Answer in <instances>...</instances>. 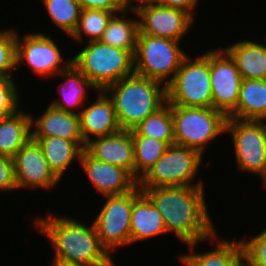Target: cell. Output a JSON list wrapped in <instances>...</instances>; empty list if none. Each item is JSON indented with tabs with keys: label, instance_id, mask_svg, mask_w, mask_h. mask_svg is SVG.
I'll return each mask as SVG.
<instances>
[{
	"label": "cell",
	"instance_id": "obj_11",
	"mask_svg": "<svg viewBox=\"0 0 266 266\" xmlns=\"http://www.w3.org/2000/svg\"><path fill=\"white\" fill-rule=\"evenodd\" d=\"M59 48L50 35L29 32L22 39L17 32V67L26 64L34 74L45 78L58 75L72 63V58L63 59Z\"/></svg>",
	"mask_w": 266,
	"mask_h": 266
},
{
	"label": "cell",
	"instance_id": "obj_39",
	"mask_svg": "<svg viewBox=\"0 0 266 266\" xmlns=\"http://www.w3.org/2000/svg\"><path fill=\"white\" fill-rule=\"evenodd\" d=\"M264 185V188L266 189V181L264 183H262Z\"/></svg>",
	"mask_w": 266,
	"mask_h": 266
},
{
	"label": "cell",
	"instance_id": "obj_2",
	"mask_svg": "<svg viewBox=\"0 0 266 266\" xmlns=\"http://www.w3.org/2000/svg\"><path fill=\"white\" fill-rule=\"evenodd\" d=\"M48 217L34 220L36 230L47 237L53 250L52 263L80 266H117L101 245L94 223L85 224L70 216L61 217L47 212ZM43 217V218H42Z\"/></svg>",
	"mask_w": 266,
	"mask_h": 266
},
{
	"label": "cell",
	"instance_id": "obj_32",
	"mask_svg": "<svg viewBox=\"0 0 266 266\" xmlns=\"http://www.w3.org/2000/svg\"><path fill=\"white\" fill-rule=\"evenodd\" d=\"M14 77L0 76V118L15 113L20 108V89Z\"/></svg>",
	"mask_w": 266,
	"mask_h": 266
},
{
	"label": "cell",
	"instance_id": "obj_34",
	"mask_svg": "<svg viewBox=\"0 0 266 266\" xmlns=\"http://www.w3.org/2000/svg\"><path fill=\"white\" fill-rule=\"evenodd\" d=\"M17 189L14 179L13 160L0 155V192H11Z\"/></svg>",
	"mask_w": 266,
	"mask_h": 266
},
{
	"label": "cell",
	"instance_id": "obj_26",
	"mask_svg": "<svg viewBox=\"0 0 266 266\" xmlns=\"http://www.w3.org/2000/svg\"><path fill=\"white\" fill-rule=\"evenodd\" d=\"M133 13L131 18L126 14ZM112 15L106 29L104 30L100 42L115 48L136 50L137 38L139 34V20L135 9H125L124 11Z\"/></svg>",
	"mask_w": 266,
	"mask_h": 266
},
{
	"label": "cell",
	"instance_id": "obj_5",
	"mask_svg": "<svg viewBox=\"0 0 266 266\" xmlns=\"http://www.w3.org/2000/svg\"><path fill=\"white\" fill-rule=\"evenodd\" d=\"M194 58L187 55L172 81L166 86L167 103L211 108L213 98L210 84V50Z\"/></svg>",
	"mask_w": 266,
	"mask_h": 266
},
{
	"label": "cell",
	"instance_id": "obj_14",
	"mask_svg": "<svg viewBox=\"0 0 266 266\" xmlns=\"http://www.w3.org/2000/svg\"><path fill=\"white\" fill-rule=\"evenodd\" d=\"M13 169L17 190L52 189L60 179L50 169L42 149L36 140L30 138L14 155Z\"/></svg>",
	"mask_w": 266,
	"mask_h": 266
},
{
	"label": "cell",
	"instance_id": "obj_4",
	"mask_svg": "<svg viewBox=\"0 0 266 266\" xmlns=\"http://www.w3.org/2000/svg\"><path fill=\"white\" fill-rule=\"evenodd\" d=\"M73 56L72 63L98 88L104 90L134 74V53L91 41Z\"/></svg>",
	"mask_w": 266,
	"mask_h": 266
},
{
	"label": "cell",
	"instance_id": "obj_18",
	"mask_svg": "<svg viewBox=\"0 0 266 266\" xmlns=\"http://www.w3.org/2000/svg\"><path fill=\"white\" fill-rule=\"evenodd\" d=\"M97 94V99L92 104L85 105L79 113L80 132L85 144L93 136H107L121 130L112 100L103 90H99Z\"/></svg>",
	"mask_w": 266,
	"mask_h": 266
},
{
	"label": "cell",
	"instance_id": "obj_35",
	"mask_svg": "<svg viewBox=\"0 0 266 266\" xmlns=\"http://www.w3.org/2000/svg\"><path fill=\"white\" fill-rule=\"evenodd\" d=\"M81 9H99L120 13L127 9L120 0H78Z\"/></svg>",
	"mask_w": 266,
	"mask_h": 266
},
{
	"label": "cell",
	"instance_id": "obj_3",
	"mask_svg": "<svg viewBox=\"0 0 266 266\" xmlns=\"http://www.w3.org/2000/svg\"><path fill=\"white\" fill-rule=\"evenodd\" d=\"M103 91L112 100L122 130H133L167 103L165 85L135 73L109 85Z\"/></svg>",
	"mask_w": 266,
	"mask_h": 266
},
{
	"label": "cell",
	"instance_id": "obj_15",
	"mask_svg": "<svg viewBox=\"0 0 266 266\" xmlns=\"http://www.w3.org/2000/svg\"><path fill=\"white\" fill-rule=\"evenodd\" d=\"M79 163L100 195H124L138 186V181L124 168L92 158L83 150Z\"/></svg>",
	"mask_w": 266,
	"mask_h": 266
},
{
	"label": "cell",
	"instance_id": "obj_10",
	"mask_svg": "<svg viewBox=\"0 0 266 266\" xmlns=\"http://www.w3.org/2000/svg\"><path fill=\"white\" fill-rule=\"evenodd\" d=\"M105 198V203L93 223L101 245L112 255L111 253H115L117 248L131 244L133 191Z\"/></svg>",
	"mask_w": 266,
	"mask_h": 266
},
{
	"label": "cell",
	"instance_id": "obj_7",
	"mask_svg": "<svg viewBox=\"0 0 266 266\" xmlns=\"http://www.w3.org/2000/svg\"><path fill=\"white\" fill-rule=\"evenodd\" d=\"M181 41L138 34L134 52V73L167 86L188 55L180 47Z\"/></svg>",
	"mask_w": 266,
	"mask_h": 266
},
{
	"label": "cell",
	"instance_id": "obj_29",
	"mask_svg": "<svg viewBox=\"0 0 266 266\" xmlns=\"http://www.w3.org/2000/svg\"><path fill=\"white\" fill-rule=\"evenodd\" d=\"M113 14V12L106 10L82 9L76 29L69 37L79 44L84 41L85 38L83 37H87V42L100 41Z\"/></svg>",
	"mask_w": 266,
	"mask_h": 266
},
{
	"label": "cell",
	"instance_id": "obj_13",
	"mask_svg": "<svg viewBox=\"0 0 266 266\" xmlns=\"http://www.w3.org/2000/svg\"><path fill=\"white\" fill-rule=\"evenodd\" d=\"M135 11L139 34L182 41L194 25V19L187 12L161 6L152 0L135 7Z\"/></svg>",
	"mask_w": 266,
	"mask_h": 266
},
{
	"label": "cell",
	"instance_id": "obj_17",
	"mask_svg": "<svg viewBox=\"0 0 266 266\" xmlns=\"http://www.w3.org/2000/svg\"><path fill=\"white\" fill-rule=\"evenodd\" d=\"M214 233L207 241L216 245L214 250L207 252H194L200 242L189 244V253L179 256L180 262L185 266H246L245 257L240 239H219ZM216 241V242H215ZM216 243V244H215ZM217 247V248H216Z\"/></svg>",
	"mask_w": 266,
	"mask_h": 266
},
{
	"label": "cell",
	"instance_id": "obj_23",
	"mask_svg": "<svg viewBox=\"0 0 266 266\" xmlns=\"http://www.w3.org/2000/svg\"><path fill=\"white\" fill-rule=\"evenodd\" d=\"M31 138L37 141L50 169L60 180L74 161L77 160L79 164L86 145L84 142H73L53 136Z\"/></svg>",
	"mask_w": 266,
	"mask_h": 266
},
{
	"label": "cell",
	"instance_id": "obj_33",
	"mask_svg": "<svg viewBox=\"0 0 266 266\" xmlns=\"http://www.w3.org/2000/svg\"><path fill=\"white\" fill-rule=\"evenodd\" d=\"M258 235L240 242L246 266H266V227Z\"/></svg>",
	"mask_w": 266,
	"mask_h": 266
},
{
	"label": "cell",
	"instance_id": "obj_19",
	"mask_svg": "<svg viewBox=\"0 0 266 266\" xmlns=\"http://www.w3.org/2000/svg\"><path fill=\"white\" fill-rule=\"evenodd\" d=\"M51 136L84 142L80 132L79 115L63 111L49 103L38 118L34 120V116H31V137Z\"/></svg>",
	"mask_w": 266,
	"mask_h": 266
},
{
	"label": "cell",
	"instance_id": "obj_12",
	"mask_svg": "<svg viewBox=\"0 0 266 266\" xmlns=\"http://www.w3.org/2000/svg\"><path fill=\"white\" fill-rule=\"evenodd\" d=\"M242 78L235 61L222 48L210 49L213 108L228 117L237 106Z\"/></svg>",
	"mask_w": 266,
	"mask_h": 266
},
{
	"label": "cell",
	"instance_id": "obj_22",
	"mask_svg": "<svg viewBox=\"0 0 266 266\" xmlns=\"http://www.w3.org/2000/svg\"><path fill=\"white\" fill-rule=\"evenodd\" d=\"M223 49L235 61L242 79H266V44L242 39Z\"/></svg>",
	"mask_w": 266,
	"mask_h": 266
},
{
	"label": "cell",
	"instance_id": "obj_16",
	"mask_svg": "<svg viewBox=\"0 0 266 266\" xmlns=\"http://www.w3.org/2000/svg\"><path fill=\"white\" fill-rule=\"evenodd\" d=\"M92 158L119 166L134 177V143L131 131L97 137L86 143L84 149Z\"/></svg>",
	"mask_w": 266,
	"mask_h": 266
},
{
	"label": "cell",
	"instance_id": "obj_31",
	"mask_svg": "<svg viewBox=\"0 0 266 266\" xmlns=\"http://www.w3.org/2000/svg\"><path fill=\"white\" fill-rule=\"evenodd\" d=\"M16 53L17 31L12 27L0 28V76L14 77L12 74L17 69Z\"/></svg>",
	"mask_w": 266,
	"mask_h": 266
},
{
	"label": "cell",
	"instance_id": "obj_27",
	"mask_svg": "<svg viewBox=\"0 0 266 266\" xmlns=\"http://www.w3.org/2000/svg\"><path fill=\"white\" fill-rule=\"evenodd\" d=\"M132 136L152 137L168 146L175 144L171 105L166 103L155 113L147 116L133 130Z\"/></svg>",
	"mask_w": 266,
	"mask_h": 266
},
{
	"label": "cell",
	"instance_id": "obj_28",
	"mask_svg": "<svg viewBox=\"0 0 266 266\" xmlns=\"http://www.w3.org/2000/svg\"><path fill=\"white\" fill-rule=\"evenodd\" d=\"M134 143V178L139 181L164 154L165 142L146 136H132Z\"/></svg>",
	"mask_w": 266,
	"mask_h": 266
},
{
	"label": "cell",
	"instance_id": "obj_9",
	"mask_svg": "<svg viewBox=\"0 0 266 266\" xmlns=\"http://www.w3.org/2000/svg\"><path fill=\"white\" fill-rule=\"evenodd\" d=\"M266 121L227 118L225 133L233 142L238 171L260 175L266 181Z\"/></svg>",
	"mask_w": 266,
	"mask_h": 266
},
{
	"label": "cell",
	"instance_id": "obj_20",
	"mask_svg": "<svg viewBox=\"0 0 266 266\" xmlns=\"http://www.w3.org/2000/svg\"><path fill=\"white\" fill-rule=\"evenodd\" d=\"M130 233L131 245L167 233L161 212L138 186L133 190Z\"/></svg>",
	"mask_w": 266,
	"mask_h": 266
},
{
	"label": "cell",
	"instance_id": "obj_24",
	"mask_svg": "<svg viewBox=\"0 0 266 266\" xmlns=\"http://www.w3.org/2000/svg\"><path fill=\"white\" fill-rule=\"evenodd\" d=\"M227 118L266 121V79H243L236 109Z\"/></svg>",
	"mask_w": 266,
	"mask_h": 266
},
{
	"label": "cell",
	"instance_id": "obj_6",
	"mask_svg": "<svg viewBox=\"0 0 266 266\" xmlns=\"http://www.w3.org/2000/svg\"><path fill=\"white\" fill-rule=\"evenodd\" d=\"M175 144L199 151L225 133L227 117L218 110L171 105Z\"/></svg>",
	"mask_w": 266,
	"mask_h": 266
},
{
	"label": "cell",
	"instance_id": "obj_37",
	"mask_svg": "<svg viewBox=\"0 0 266 266\" xmlns=\"http://www.w3.org/2000/svg\"><path fill=\"white\" fill-rule=\"evenodd\" d=\"M120 1L127 9H135V7L141 5V4H143L149 0H120Z\"/></svg>",
	"mask_w": 266,
	"mask_h": 266
},
{
	"label": "cell",
	"instance_id": "obj_21",
	"mask_svg": "<svg viewBox=\"0 0 266 266\" xmlns=\"http://www.w3.org/2000/svg\"><path fill=\"white\" fill-rule=\"evenodd\" d=\"M56 76L63 77L64 79L58 86V93H60L61 100L58 98V100H53L50 104L63 111L79 115L82 110L81 107H84L86 104L85 101L88 102V90L94 89L96 93L99 91L73 63Z\"/></svg>",
	"mask_w": 266,
	"mask_h": 266
},
{
	"label": "cell",
	"instance_id": "obj_30",
	"mask_svg": "<svg viewBox=\"0 0 266 266\" xmlns=\"http://www.w3.org/2000/svg\"><path fill=\"white\" fill-rule=\"evenodd\" d=\"M41 3L53 24L70 36L76 29L82 10L78 0H42Z\"/></svg>",
	"mask_w": 266,
	"mask_h": 266
},
{
	"label": "cell",
	"instance_id": "obj_36",
	"mask_svg": "<svg viewBox=\"0 0 266 266\" xmlns=\"http://www.w3.org/2000/svg\"><path fill=\"white\" fill-rule=\"evenodd\" d=\"M156 4L164 7L175 8L187 12L194 20L195 7L199 4L198 0H152Z\"/></svg>",
	"mask_w": 266,
	"mask_h": 266
},
{
	"label": "cell",
	"instance_id": "obj_8",
	"mask_svg": "<svg viewBox=\"0 0 266 266\" xmlns=\"http://www.w3.org/2000/svg\"><path fill=\"white\" fill-rule=\"evenodd\" d=\"M203 157L195 149L169 145L160 159L138 181V187L205 186L202 179L195 180Z\"/></svg>",
	"mask_w": 266,
	"mask_h": 266
},
{
	"label": "cell",
	"instance_id": "obj_25",
	"mask_svg": "<svg viewBox=\"0 0 266 266\" xmlns=\"http://www.w3.org/2000/svg\"><path fill=\"white\" fill-rule=\"evenodd\" d=\"M30 138V112L18 109L15 113L0 118V155L13 158Z\"/></svg>",
	"mask_w": 266,
	"mask_h": 266
},
{
	"label": "cell",
	"instance_id": "obj_38",
	"mask_svg": "<svg viewBox=\"0 0 266 266\" xmlns=\"http://www.w3.org/2000/svg\"><path fill=\"white\" fill-rule=\"evenodd\" d=\"M51 266H80V265H73V264H64V263H51Z\"/></svg>",
	"mask_w": 266,
	"mask_h": 266
},
{
	"label": "cell",
	"instance_id": "obj_1",
	"mask_svg": "<svg viewBox=\"0 0 266 266\" xmlns=\"http://www.w3.org/2000/svg\"><path fill=\"white\" fill-rule=\"evenodd\" d=\"M205 186L140 188L161 212L167 234L185 245L206 242L216 233L205 200Z\"/></svg>",
	"mask_w": 266,
	"mask_h": 266
}]
</instances>
